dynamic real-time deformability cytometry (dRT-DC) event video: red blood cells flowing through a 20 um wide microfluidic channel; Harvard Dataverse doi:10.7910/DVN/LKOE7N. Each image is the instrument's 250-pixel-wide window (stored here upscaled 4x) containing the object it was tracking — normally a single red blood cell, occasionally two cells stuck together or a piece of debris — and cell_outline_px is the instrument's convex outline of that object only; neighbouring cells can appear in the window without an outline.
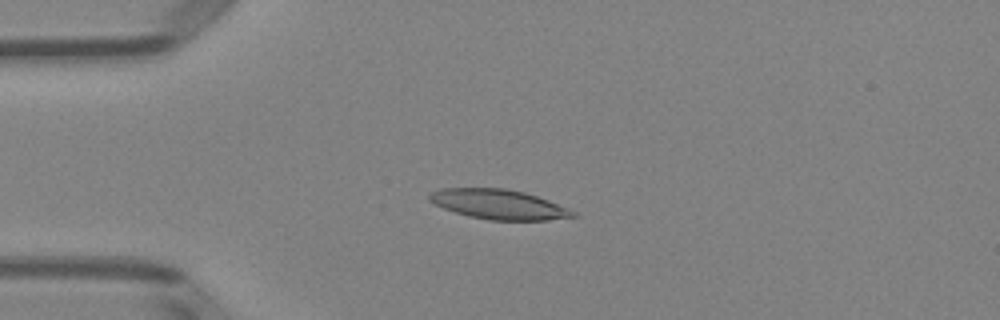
{"species": "Egyptian fruit bat (a non-hibernating species)", "species_latin": "Rousettus aegyptiacus", "temperature_condition": "room temperature", "stored_images_in_passage": 6, "camera_frame_rate_fps": 3000, "um_per_image_px": 0.085, "animal": {"sex": "female"}, "frame": {"image": 1, "passage_image": 3, "time_ms": 2.667, "image_size_px": [1000, 320], "cell_outline_px": [[580, 216], [548, 220], [488, 220], [468, 216], [444, 208], [428, 200], [428, 196], [432, 192], [440, 188], [504, 188], [524, 192], [548, 200], [568, 208], [576, 212]], "centroid_in_image_um": [42.41, 17.37], "position_along_channel_um": 42.6, "area_um2": 24.85}}
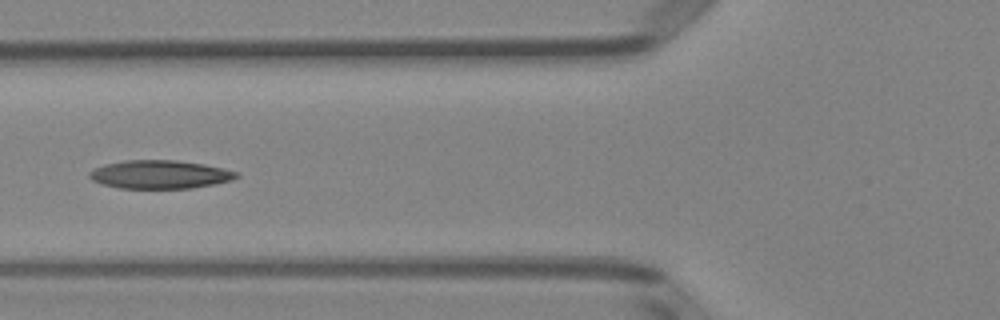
{"frame": {"image": 2, "passage_image": 5, "time_ms": 5.0, "image_size_px": [1000, 320], "cell_outline_px": [[240, 176], [232, 180], [216, 184], [192, 188], [120, 188], [104, 184], [92, 180], [88, 176], [88, 172], [104, 164], [124, 160], [176, 160], [204, 164], [224, 168], [240, 172]], "centroid_in_image_um": [13.64, 14.82], "position_along_channel_um": 112.2, "area_um2": 24.45}}
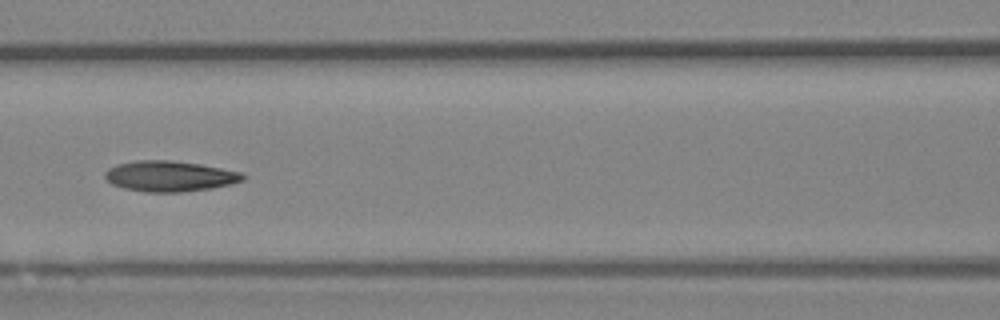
{"frame": {"image": 3, "passage_image": 6, "time_ms": 6.0, "image_size_px": [1000, 320], "cell_outline_px": [[248, 176], [244, 180], [232, 184], [212, 188], [184, 192], [144, 192], [124, 188], [112, 184], [104, 176], [104, 172], [108, 168], [116, 164], [136, 160], [172, 160], [200, 164], [244, 172]], "centroid_in_image_um": [14.46, 14.97], "position_along_channel_um": 152.1, "area_um2": 24.97}}